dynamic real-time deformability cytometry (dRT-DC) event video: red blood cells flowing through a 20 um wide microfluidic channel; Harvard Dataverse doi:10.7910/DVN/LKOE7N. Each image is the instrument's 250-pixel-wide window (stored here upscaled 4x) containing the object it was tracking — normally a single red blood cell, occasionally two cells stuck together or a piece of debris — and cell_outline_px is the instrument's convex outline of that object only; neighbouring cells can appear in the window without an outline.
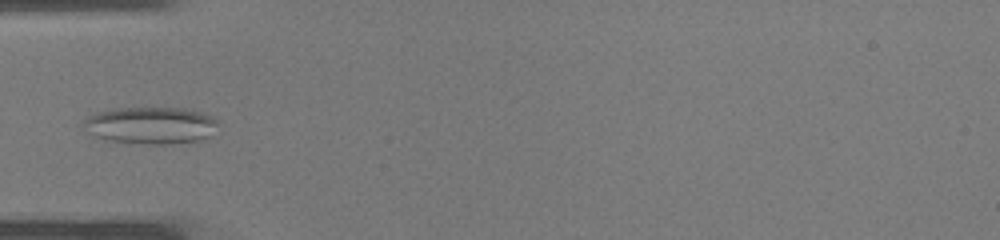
{"species": "common noctule bat (a hibernating species)", "species_latin": "Nyctalus noctula", "temperature_condition": "warm", "stored_images_in_passage": 16, "camera_frame_rate_fps": 3000, "um_per_image_px": 0.085, "animal": {"sex": "male", "body_mass_g": 19.0, "forearm_length_mm": 50.8}, "frame": {"image": 1, "passage_image": 1, "time_ms": 0.0, "image_size_px": [1000, 240], "cell_outline_px": [[220, 124], [208, 136], [200, 140], [172, 144], [148, 144], [112, 140], [96, 136], [88, 132], [84, 124], [84, 120], [88, 116], [112, 108], [184, 108], [204, 112], [212, 116]], "centroid_in_image_um": [12.87, 10.64], "position_along_channel_um": 72.1, "area_um2": 28.84}}
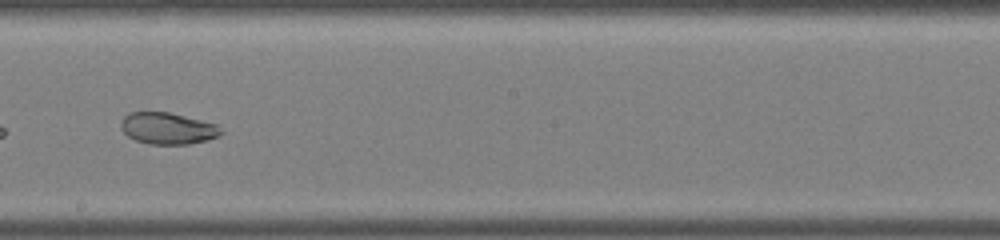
{"frame": {"image": 2, "passage_image": 10, "time_ms": 3.0, "image_size_px": [1000, 240], "cell_outline_px": [[224, 132], [220, 136], [208, 140], [188, 144], [148, 144], [136, 140], [128, 136], [120, 128], [120, 120], [128, 112], [168, 112], [216, 124]], "centroid_in_image_um": [14.24, 10.91], "position_along_channel_um": 234.0, "area_um2": 18.5}}
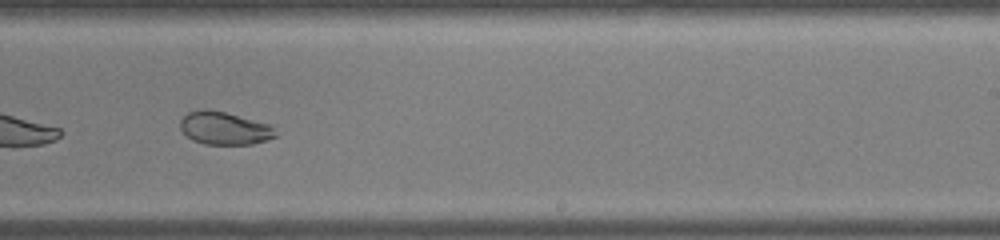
{"frame": {"image": 3, "passage_image": 12, "time_ms": 3.667, "image_size_px": [1000, 240], "cell_outline_px": [[276, 136], [268, 140], [252, 144], [204, 144], [192, 140], [180, 128], [180, 120], [188, 112], [204, 108], [208, 108], [272, 124]], "centroid_in_image_um": [19.08, 10.89], "position_along_channel_um": 269.9, "area_um2": 18.32}}